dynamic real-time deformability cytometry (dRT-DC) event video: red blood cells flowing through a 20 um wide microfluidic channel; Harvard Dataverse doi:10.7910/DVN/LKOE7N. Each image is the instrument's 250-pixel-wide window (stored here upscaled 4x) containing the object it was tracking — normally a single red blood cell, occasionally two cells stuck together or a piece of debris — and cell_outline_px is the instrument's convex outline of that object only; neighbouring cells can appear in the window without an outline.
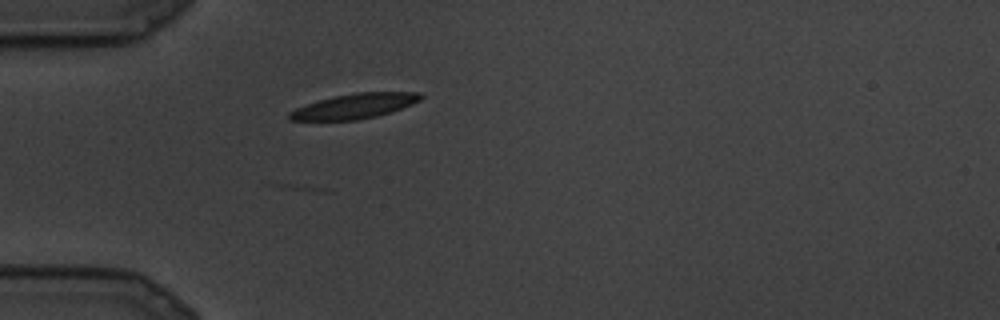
{"species": "common noctule bat (a hibernating species)", "species_latin": "Nyctalus noctula", "temperature_condition": "cold", "stored_images_in_passage": 3, "camera_frame_rate_fps": 3000, "um_per_image_px": 0.085, "animal": {"sex": "male", "body_mass_g": 19.5, "forearm_length_mm": 54.6}, "frame": {"image": 1, "passage_image": 1, "time_ms": 0.0, "image_size_px": [1000, 320], "cell_outline_px": [[424, 96], [420, 100], [412, 104], [392, 112], [376, 116], [356, 120], [288, 120], [288, 112], [296, 108], [320, 100], [336, 96], [356, 92], [420, 92]], "centroid_in_image_um": [30.17, 9.02], "position_along_channel_um": 54.8, "area_um2": 18.96}}